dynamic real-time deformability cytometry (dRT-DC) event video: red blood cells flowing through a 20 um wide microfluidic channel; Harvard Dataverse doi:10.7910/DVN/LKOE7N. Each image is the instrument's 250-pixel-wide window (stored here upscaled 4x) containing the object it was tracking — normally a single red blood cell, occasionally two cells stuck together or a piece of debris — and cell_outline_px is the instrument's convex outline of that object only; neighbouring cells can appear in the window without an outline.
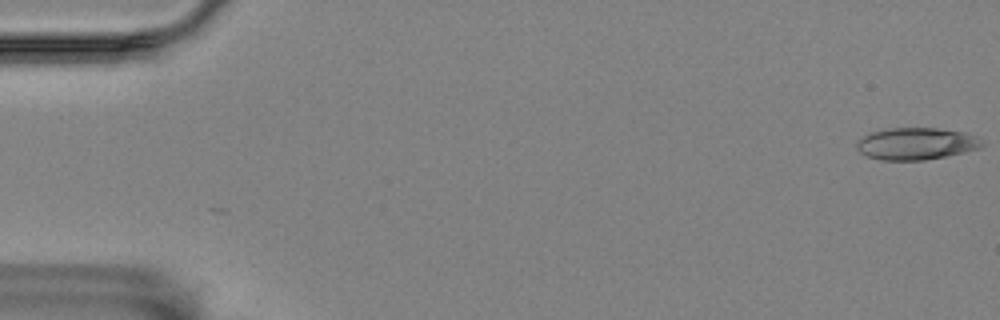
{"species": "Egyptian fruit bat (a non-hibernating species)", "species_latin": "Rousettus aegyptiacus", "temperature_condition": "room temperature", "stored_images_in_passage": 15, "camera_frame_rate_fps": 3000, "um_per_image_px": 0.085, "animal": {"sex": "female"}, "frame": {"image": 1, "passage_image": 1, "time_ms": 0.0, "image_size_px": [1000, 320], "cell_outline_px": [[984, 144], [980, 148], [964, 152], [924, 160], [880, 160], [868, 156], [860, 152], [856, 148], [856, 144], [864, 136], [872, 132], [888, 128], [936, 128], [964, 132], [976, 136]], "centroid_in_image_um": [77.88, 12.21], "position_along_channel_um": 7.1, "area_um2": 23.18}}
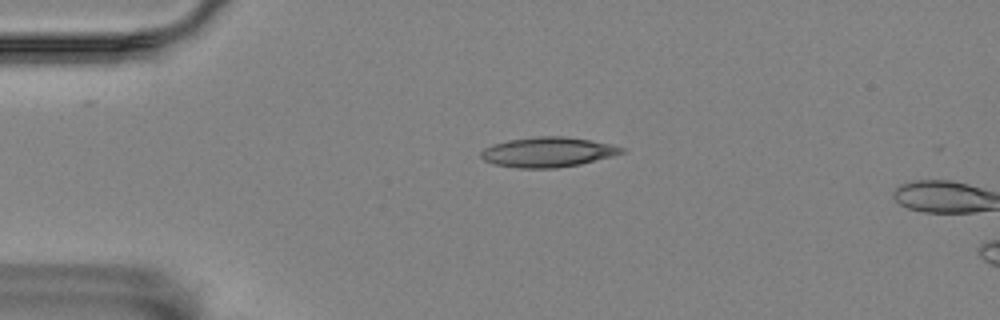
{"frame": {"image": 2, "passage_image": 13, "time_ms": 4.0, "image_size_px": [1000, 320], "cell_outline_px": [[624, 152], [612, 156], [580, 164], [556, 168], [516, 168], [492, 164], [484, 160], [480, 156], [480, 152], [484, 148], [492, 144], [508, 140], [536, 136], [560, 136], [588, 140], [612, 144], [624, 148]], "centroid_in_image_um": [46.52, 12.93], "position_along_channel_um": 38.5, "area_um2": 24.51}}